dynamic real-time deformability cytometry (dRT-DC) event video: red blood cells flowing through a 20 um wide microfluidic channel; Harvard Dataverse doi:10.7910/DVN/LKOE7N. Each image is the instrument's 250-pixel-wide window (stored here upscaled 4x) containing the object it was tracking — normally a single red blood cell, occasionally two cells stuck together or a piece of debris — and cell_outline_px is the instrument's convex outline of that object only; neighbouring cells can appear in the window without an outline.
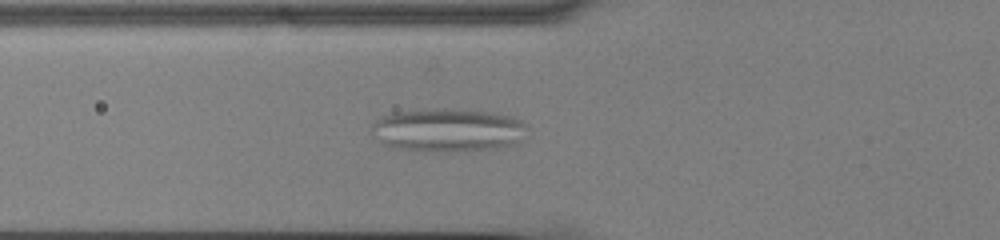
{"species": "common noctule bat (a hibernating species)", "species_latin": "Nyctalus noctula", "temperature_condition": "cold", "stored_images_in_passage": 51, "camera_frame_rate_fps": 3000, "um_per_image_px": 0.085, "animal": {"sex": "male", "body_mass_g": 13.0, "forearm_length_mm": 53.1}, "frame": {"image": 1, "passage_image": 16, "time_ms": 5.0, "image_size_px": [1000, 240], "cell_outline_px": [[528, 128], [512, 144], [504, 148], [456, 152], [424, 152], [396, 148], [384, 144], [372, 136], [372, 124], [380, 116], [392, 112], [432, 108], [456, 108], [492, 112], [516, 116]], "centroid_in_image_um": [38.03, 11.05], "position_along_channel_um": 87.8, "area_um2": 40.17}}
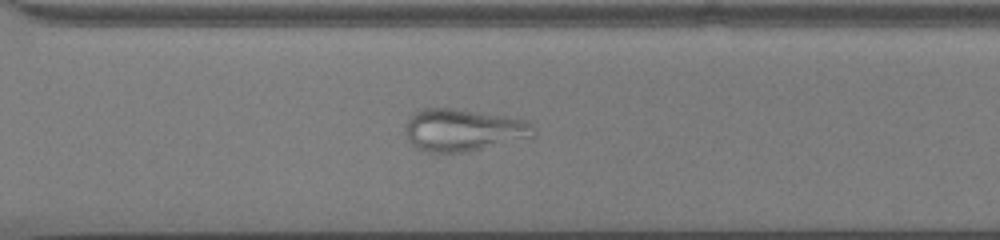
{"frame": {"image": 2, "passage_image": 36, "time_ms": 11.667, "image_size_px": [1000, 240], "cell_outline_px": [[536, 136], [468, 152], [428, 152], [412, 144], [404, 132], [404, 124], [416, 112], [424, 108], [456, 108], [504, 116], [524, 120], [532, 124], [536, 128]], "centroid_in_image_um": [39.4, 11.05], "position_along_channel_um": 331.2, "area_um2": 31.62}}
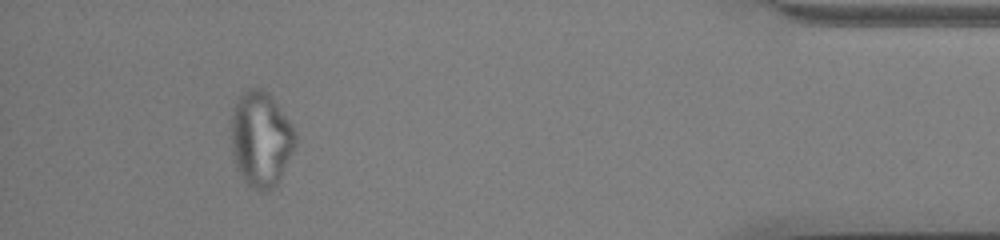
{"frame": {"image": 3, "passage_image": 47, "time_ms": 15.333, "image_size_px": [1000, 240], "cell_outline_px": [[296, 144], [280, 180], [268, 192], [256, 192], [240, 176], [232, 160], [232, 108], [240, 96], [248, 88], [256, 84], [264, 88], [272, 96], [292, 124], [296, 132]], "centroid_in_image_um": [22.18, 11.82], "position_along_channel_um": 413.0, "area_um2": 36.41}}